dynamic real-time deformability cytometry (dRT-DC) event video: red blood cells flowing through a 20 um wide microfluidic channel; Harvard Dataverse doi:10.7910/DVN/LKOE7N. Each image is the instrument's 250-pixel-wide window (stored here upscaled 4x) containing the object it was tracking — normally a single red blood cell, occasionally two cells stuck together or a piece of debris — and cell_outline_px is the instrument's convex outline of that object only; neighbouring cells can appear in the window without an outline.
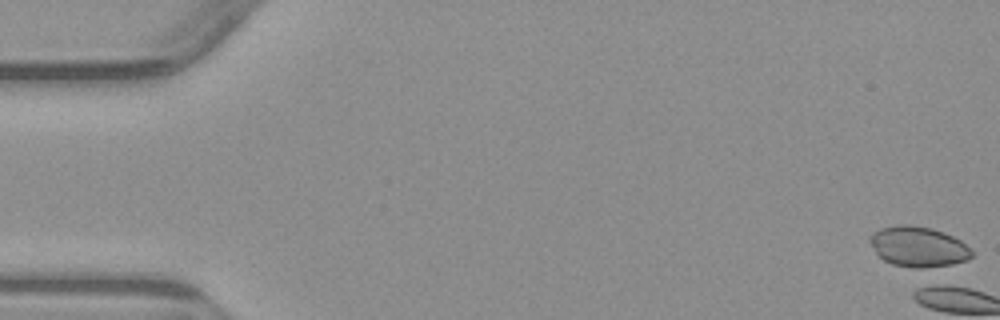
{"species": "common noctule bat (a hibernating species)", "species_latin": "Nyctalus noctula", "temperature_condition": "warm", "stored_images_in_passage": 7, "camera_frame_rate_fps": 3000, "um_per_image_px": 0.085, "animal": {"sex": "male", "body_mass_g": 23.1, "forearm_length_mm": 52.7}, "frame": {"image": 1, "passage_image": 1, "time_ms": 0.0, "image_size_px": [1000, 320], "cell_outline_px": [[972, 256], [968, 260], [940, 268], [912, 268], [892, 264], [884, 260], [876, 252], [868, 240], [868, 236], [872, 232], [880, 228], [900, 224], [908, 224], [932, 228], [944, 232], [960, 240], [972, 252]], "centroid_in_image_um": [78.04, 20.98], "position_along_channel_um": 7.0, "area_um2": 24.28}}
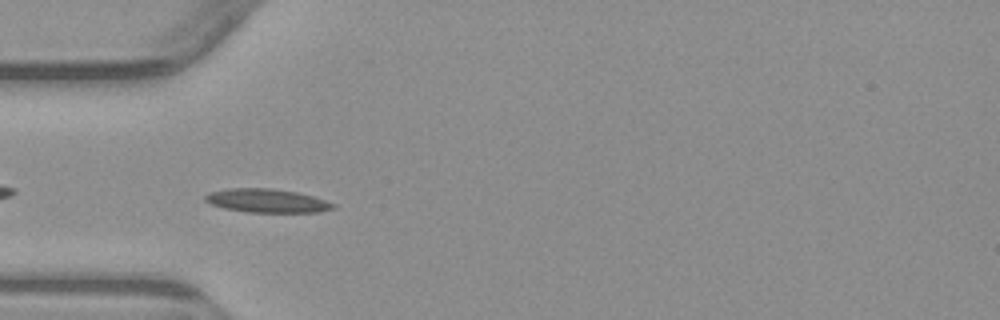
{"frame": {"image": 2, "passage_image": 6, "time_ms": 6.0, "image_size_px": [1000, 320], "cell_outline_px": [[336, 208], [320, 212], [248, 212], [224, 208], [208, 204], [204, 200], [204, 196], [208, 192], [228, 188], [272, 188], [296, 192], [312, 196], [336, 204]], "centroid_in_image_um": [22.65, 17.06], "position_along_channel_um": 62.4, "area_um2": 17.74}}
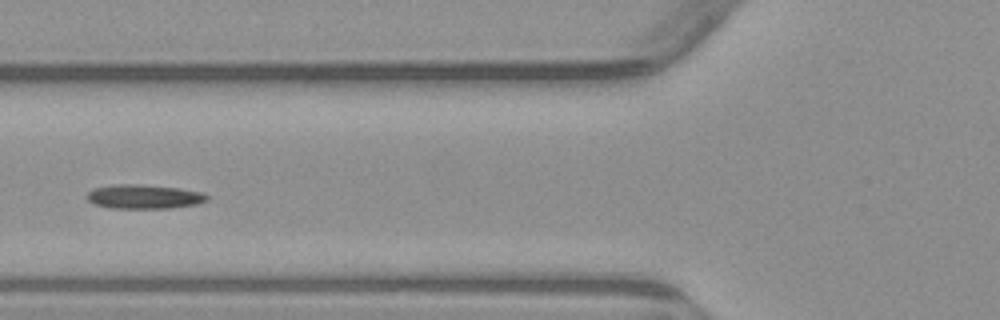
{"frame": {"image": 3, "passage_image": 7, "time_ms": 7.333, "image_size_px": [1000, 320], "cell_outline_px": [[208, 200], [196, 204], [172, 208], [112, 208], [96, 204], [88, 200], [88, 192], [92, 188], [116, 184], [136, 184], [176, 188], [200, 192], [208, 196]], "centroid_in_image_um": [12.23, 16.72], "position_along_channel_um": 113.6, "area_um2": 16.65}}